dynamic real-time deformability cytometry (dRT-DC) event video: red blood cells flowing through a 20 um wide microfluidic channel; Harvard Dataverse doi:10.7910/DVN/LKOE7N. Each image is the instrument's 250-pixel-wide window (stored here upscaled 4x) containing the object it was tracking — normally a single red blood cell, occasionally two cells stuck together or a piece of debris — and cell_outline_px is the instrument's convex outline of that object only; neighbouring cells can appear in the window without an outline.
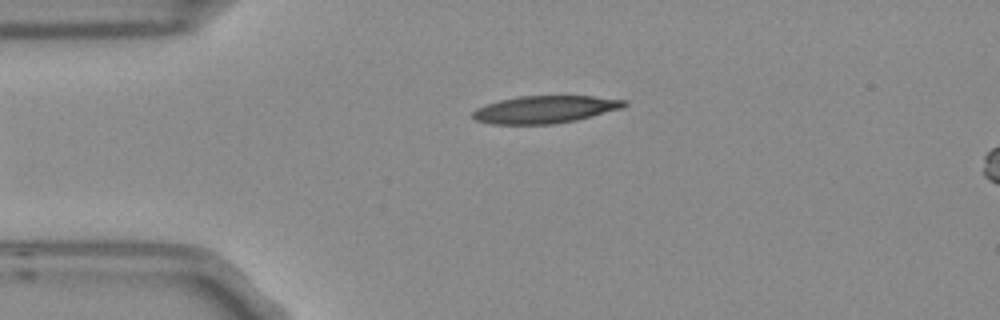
{"species": "Egyptian fruit bat (a non-hibernating species)", "species_latin": "Rousettus aegyptiacus", "temperature_condition": "room temperature", "stored_images_in_passage": 3, "camera_frame_rate_fps": 3000, "um_per_image_px": 0.085, "frame": {"image": 1, "passage_image": 3, "time_ms": 0.667, "image_size_px": [1000, 320], "cell_outline_px": [[628, 104], [620, 108], [576, 120], [552, 124], [492, 124], [476, 120], [472, 116], [472, 112], [476, 108], [500, 100], [520, 96], [592, 96], [628, 100]], "centroid_in_image_um": [46.31, 9.3], "position_along_channel_um": 38.7, "area_um2": 23.99}}